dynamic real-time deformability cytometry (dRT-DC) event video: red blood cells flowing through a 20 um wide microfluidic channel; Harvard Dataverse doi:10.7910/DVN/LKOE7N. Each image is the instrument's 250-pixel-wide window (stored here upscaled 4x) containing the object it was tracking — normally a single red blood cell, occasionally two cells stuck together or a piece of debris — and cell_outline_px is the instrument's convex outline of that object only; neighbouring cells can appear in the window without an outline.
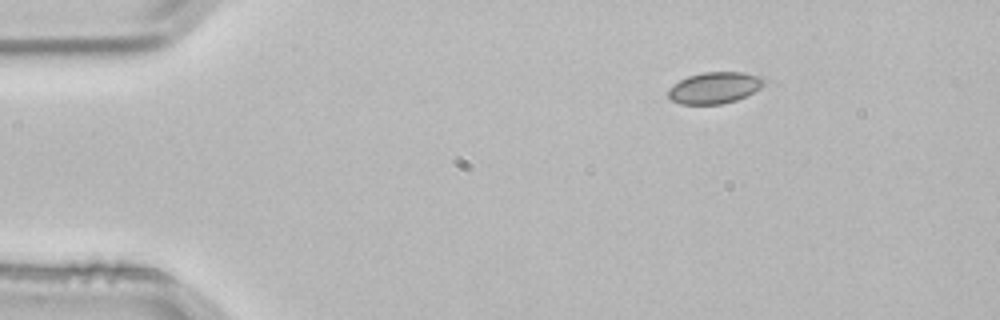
{"species": "common noctule bat (a hibernating species)", "species_latin": "Nyctalus noctula", "temperature_condition": "room temperature", "stored_images_in_passage": 2, "camera_frame_rate_fps": 3000, "um_per_image_px": 0.085, "animal": {"sex": "male", "body_mass_g": 21.5, "forearm_length_mm": 52.0}, "frame": {"image": 1, "passage_image": 1, "time_ms": 0.0, "image_size_px": [1000, 320], "cell_outline_px": [[764, 84], [760, 88], [736, 100], [720, 104], [680, 104], [672, 100], [668, 96], [668, 88], [680, 80], [688, 76], [704, 72], [744, 72], [764, 76]], "centroid_in_image_um": [60.74, 7.45], "position_along_channel_um": 24.3, "area_um2": 17.51}}